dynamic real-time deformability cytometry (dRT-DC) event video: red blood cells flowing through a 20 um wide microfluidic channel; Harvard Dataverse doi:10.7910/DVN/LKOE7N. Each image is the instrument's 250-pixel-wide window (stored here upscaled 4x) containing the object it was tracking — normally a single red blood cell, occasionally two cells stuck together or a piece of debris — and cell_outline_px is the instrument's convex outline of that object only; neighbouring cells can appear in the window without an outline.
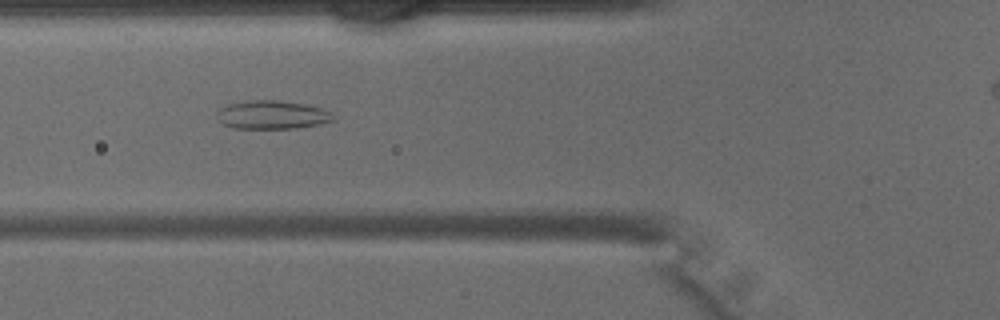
{"species": "common noctule bat (a hibernating species)", "species_latin": "Nyctalus noctula", "temperature_condition": "warm", "stored_images_in_passage": 35, "camera_frame_rate_fps": 3000, "um_per_image_px": 0.085, "animal": {"sex": "male", "body_mass_g": 15.6}, "frame": {"image": 1, "passage_image": 11, "time_ms": 3.333, "image_size_px": [1000, 320], "cell_outline_px": [[336, 120], [320, 124], [296, 128], [236, 128], [224, 124], [216, 120], [216, 112], [220, 108], [228, 104], [252, 100], [276, 100], [304, 104], [324, 108], [332, 112]], "centroid_in_image_um": [23.15, 9.76], "position_along_channel_um": 102.7, "area_um2": 19.42}}
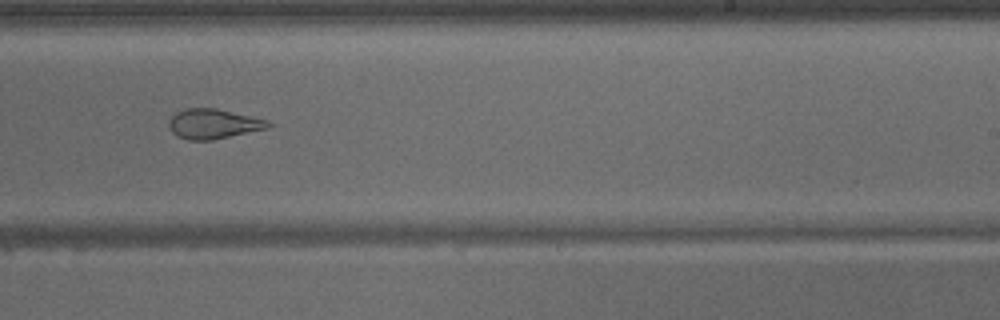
{"frame": {"image": 2, "passage_image": 22, "time_ms": 7.0, "image_size_px": [1000, 320], "cell_outline_px": [[272, 124], [268, 128], [212, 140], [188, 140], [176, 136], [172, 132], [168, 124], [168, 120], [176, 112], [188, 108], [216, 108], [268, 120]], "centroid_in_image_um": [18.11, 10.53], "position_along_channel_um": 270.9, "area_um2": 17.22}}
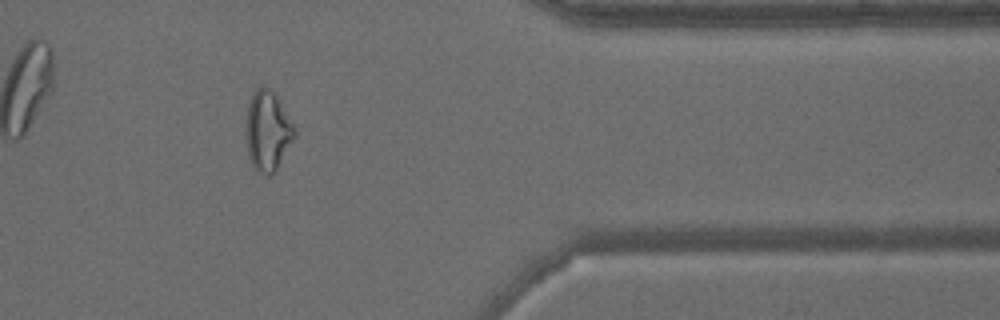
{"frame": {"image": 3, "passage_image": 31, "time_ms": 10.0, "image_size_px": [1000, 320], "cell_outline_px": [[296, 136], [276, 172], [268, 176], [256, 172], [248, 156], [244, 128], [248, 104], [256, 88], [268, 88], [276, 96], [292, 124], [296, 132]], "centroid_in_image_um": [22.72, 11.21], "position_along_channel_um": 388.7, "area_um2": 22.72}}